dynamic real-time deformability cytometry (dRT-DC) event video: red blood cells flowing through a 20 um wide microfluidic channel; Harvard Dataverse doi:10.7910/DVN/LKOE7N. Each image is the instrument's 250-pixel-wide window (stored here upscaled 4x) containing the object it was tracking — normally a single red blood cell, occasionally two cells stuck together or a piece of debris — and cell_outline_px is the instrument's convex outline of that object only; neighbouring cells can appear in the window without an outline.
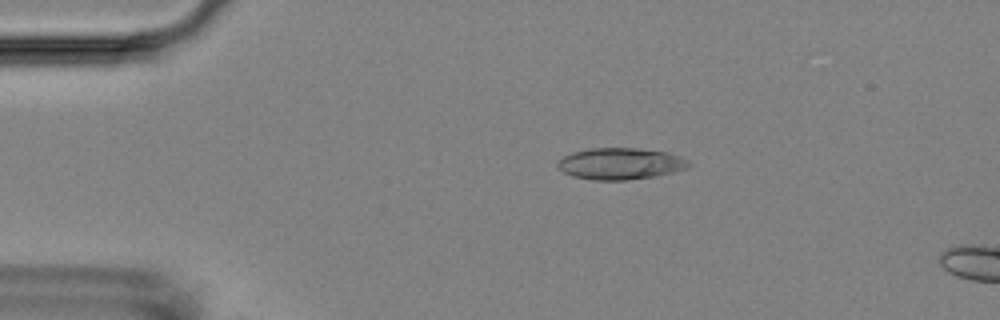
{"species": "Egyptian fruit bat (a non-hibernating species)", "species_latin": "Rousettus aegyptiacus", "temperature_condition": "room temperature", "stored_images_in_passage": 12, "camera_frame_rate_fps": 3000, "um_per_image_px": 0.085, "animal": {"sex": "female"}, "frame": {"image": 1, "passage_image": 9, "time_ms": 2.667, "image_size_px": [1000, 320], "cell_outline_px": [[692, 164], [688, 168], [676, 172], [656, 176], [628, 180], [592, 180], [572, 176], [556, 168], [556, 160], [572, 152], [592, 148], [636, 148], [668, 152], [680, 156], [688, 160]], "centroid_in_image_um": [52.74, 13.92], "position_along_channel_um": 32.3, "area_um2": 24.51}}